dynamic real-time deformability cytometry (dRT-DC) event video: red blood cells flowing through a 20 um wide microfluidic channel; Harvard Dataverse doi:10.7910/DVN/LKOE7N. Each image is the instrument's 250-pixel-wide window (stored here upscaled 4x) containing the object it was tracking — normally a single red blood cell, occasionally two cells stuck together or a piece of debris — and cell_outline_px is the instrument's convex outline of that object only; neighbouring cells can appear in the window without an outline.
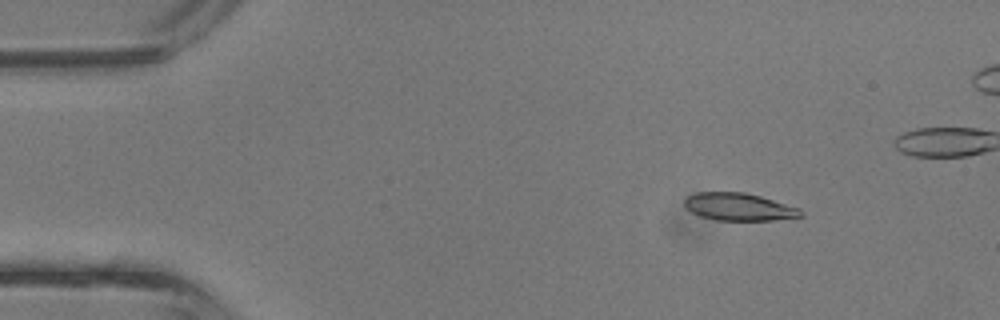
{"species": "common noctule bat (a hibernating species)", "species_latin": "Nyctalus noctula", "temperature_condition": "room temperature", "stored_images_in_passage": 4, "camera_frame_rate_fps": 3000, "um_per_image_px": 0.085, "animal": {"sex": "male", "body_mass_g": 13.3}, "frame": {"image": 1, "passage_image": 1, "time_ms": 0.0, "image_size_px": [1000, 320], "cell_outline_px": [[804, 216], [772, 220], [716, 220], [700, 216], [684, 208], [684, 200], [688, 196], [696, 192], [744, 192], [760, 196], [800, 208], [804, 212]], "centroid_in_image_um": [62.8, 17.58], "position_along_channel_um": 22.2, "area_um2": 18.73}}